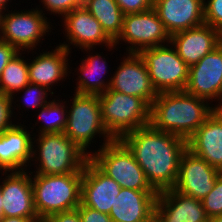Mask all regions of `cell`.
Instances as JSON below:
<instances>
[{"instance_id": "obj_33", "label": "cell", "mask_w": 222, "mask_h": 222, "mask_svg": "<svg viewBox=\"0 0 222 222\" xmlns=\"http://www.w3.org/2000/svg\"><path fill=\"white\" fill-rule=\"evenodd\" d=\"M13 109L11 97L0 93V133L13 125Z\"/></svg>"}, {"instance_id": "obj_19", "label": "cell", "mask_w": 222, "mask_h": 222, "mask_svg": "<svg viewBox=\"0 0 222 222\" xmlns=\"http://www.w3.org/2000/svg\"><path fill=\"white\" fill-rule=\"evenodd\" d=\"M26 129L21 123H13L0 133V170L4 171L1 174L24 171L31 164L33 135Z\"/></svg>"}, {"instance_id": "obj_25", "label": "cell", "mask_w": 222, "mask_h": 222, "mask_svg": "<svg viewBox=\"0 0 222 222\" xmlns=\"http://www.w3.org/2000/svg\"><path fill=\"white\" fill-rule=\"evenodd\" d=\"M82 6L99 21L113 41L119 36L124 14L115 0H83Z\"/></svg>"}, {"instance_id": "obj_30", "label": "cell", "mask_w": 222, "mask_h": 222, "mask_svg": "<svg viewBox=\"0 0 222 222\" xmlns=\"http://www.w3.org/2000/svg\"><path fill=\"white\" fill-rule=\"evenodd\" d=\"M204 22L222 33V0H204Z\"/></svg>"}, {"instance_id": "obj_32", "label": "cell", "mask_w": 222, "mask_h": 222, "mask_svg": "<svg viewBox=\"0 0 222 222\" xmlns=\"http://www.w3.org/2000/svg\"><path fill=\"white\" fill-rule=\"evenodd\" d=\"M122 13H141L153 8L154 0H115Z\"/></svg>"}, {"instance_id": "obj_2", "label": "cell", "mask_w": 222, "mask_h": 222, "mask_svg": "<svg viewBox=\"0 0 222 222\" xmlns=\"http://www.w3.org/2000/svg\"><path fill=\"white\" fill-rule=\"evenodd\" d=\"M208 102L185 91L158 93L150 106L149 124L188 140L216 109Z\"/></svg>"}, {"instance_id": "obj_3", "label": "cell", "mask_w": 222, "mask_h": 222, "mask_svg": "<svg viewBox=\"0 0 222 222\" xmlns=\"http://www.w3.org/2000/svg\"><path fill=\"white\" fill-rule=\"evenodd\" d=\"M32 176L34 208L41 221L55 213L74 210L81 204L83 171Z\"/></svg>"}, {"instance_id": "obj_37", "label": "cell", "mask_w": 222, "mask_h": 222, "mask_svg": "<svg viewBox=\"0 0 222 222\" xmlns=\"http://www.w3.org/2000/svg\"><path fill=\"white\" fill-rule=\"evenodd\" d=\"M0 222H33L31 219L21 217H1Z\"/></svg>"}, {"instance_id": "obj_21", "label": "cell", "mask_w": 222, "mask_h": 222, "mask_svg": "<svg viewBox=\"0 0 222 222\" xmlns=\"http://www.w3.org/2000/svg\"><path fill=\"white\" fill-rule=\"evenodd\" d=\"M155 213L163 222H207L201 200L184 195L176 190L158 192Z\"/></svg>"}, {"instance_id": "obj_18", "label": "cell", "mask_w": 222, "mask_h": 222, "mask_svg": "<svg viewBox=\"0 0 222 222\" xmlns=\"http://www.w3.org/2000/svg\"><path fill=\"white\" fill-rule=\"evenodd\" d=\"M153 9L170 36L204 24V0H154Z\"/></svg>"}, {"instance_id": "obj_8", "label": "cell", "mask_w": 222, "mask_h": 222, "mask_svg": "<svg viewBox=\"0 0 222 222\" xmlns=\"http://www.w3.org/2000/svg\"><path fill=\"white\" fill-rule=\"evenodd\" d=\"M168 45L142 49L138 53L144 60L157 93L184 91L188 82L189 66L174 47Z\"/></svg>"}, {"instance_id": "obj_41", "label": "cell", "mask_w": 222, "mask_h": 222, "mask_svg": "<svg viewBox=\"0 0 222 222\" xmlns=\"http://www.w3.org/2000/svg\"><path fill=\"white\" fill-rule=\"evenodd\" d=\"M3 202H2V195H1V191H0V218L2 217V206Z\"/></svg>"}, {"instance_id": "obj_23", "label": "cell", "mask_w": 222, "mask_h": 222, "mask_svg": "<svg viewBox=\"0 0 222 222\" xmlns=\"http://www.w3.org/2000/svg\"><path fill=\"white\" fill-rule=\"evenodd\" d=\"M71 51L66 50L62 46H56L53 51H44L38 54L36 58L28 63L29 82L31 84L44 86L50 94L53 84L60 82L61 79L67 77L69 72L68 55ZM51 86V87H50Z\"/></svg>"}, {"instance_id": "obj_38", "label": "cell", "mask_w": 222, "mask_h": 222, "mask_svg": "<svg viewBox=\"0 0 222 222\" xmlns=\"http://www.w3.org/2000/svg\"><path fill=\"white\" fill-rule=\"evenodd\" d=\"M146 222H163V221L156 213H154Z\"/></svg>"}, {"instance_id": "obj_11", "label": "cell", "mask_w": 222, "mask_h": 222, "mask_svg": "<svg viewBox=\"0 0 222 222\" xmlns=\"http://www.w3.org/2000/svg\"><path fill=\"white\" fill-rule=\"evenodd\" d=\"M184 91L208 101L220 100L216 108L222 107V43L189 67Z\"/></svg>"}, {"instance_id": "obj_40", "label": "cell", "mask_w": 222, "mask_h": 222, "mask_svg": "<svg viewBox=\"0 0 222 222\" xmlns=\"http://www.w3.org/2000/svg\"><path fill=\"white\" fill-rule=\"evenodd\" d=\"M9 0H0V7H2L6 11V7L9 6L8 4ZM11 1V0H10Z\"/></svg>"}, {"instance_id": "obj_1", "label": "cell", "mask_w": 222, "mask_h": 222, "mask_svg": "<svg viewBox=\"0 0 222 222\" xmlns=\"http://www.w3.org/2000/svg\"><path fill=\"white\" fill-rule=\"evenodd\" d=\"M119 140L133 154L157 192L174 187L187 140L154 129L150 124L126 133Z\"/></svg>"}, {"instance_id": "obj_4", "label": "cell", "mask_w": 222, "mask_h": 222, "mask_svg": "<svg viewBox=\"0 0 222 222\" xmlns=\"http://www.w3.org/2000/svg\"><path fill=\"white\" fill-rule=\"evenodd\" d=\"M38 137L37 139L33 138L34 141H32V161L35 159L37 164L39 161L38 167L36 166L38 169L36 172L34 171L35 174L81 173L86 162L90 159V156L64 133L40 134ZM34 143L38 145L35 146Z\"/></svg>"}, {"instance_id": "obj_5", "label": "cell", "mask_w": 222, "mask_h": 222, "mask_svg": "<svg viewBox=\"0 0 222 222\" xmlns=\"http://www.w3.org/2000/svg\"><path fill=\"white\" fill-rule=\"evenodd\" d=\"M102 122L116 140L128 132L149 125L150 106L140 97L110 90L98 95Z\"/></svg>"}, {"instance_id": "obj_12", "label": "cell", "mask_w": 222, "mask_h": 222, "mask_svg": "<svg viewBox=\"0 0 222 222\" xmlns=\"http://www.w3.org/2000/svg\"><path fill=\"white\" fill-rule=\"evenodd\" d=\"M62 19L68 44L64 42L59 45L66 50H71L69 44L87 52L91 48L93 50L94 45L100 46L101 44H105L104 46L111 50L116 48L114 41L102 29L99 21L83 6L65 14Z\"/></svg>"}, {"instance_id": "obj_35", "label": "cell", "mask_w": 222, "mask_h": 222, "mask_svg": "<svg viewBox=\"0 0 222 222\" xmlns=\"http://www.w3.org/2000/svg\"><path fill=\"white\" fill-rule=\"evenodd\" d=\"M42 222H82L77 209L47 216Z\"/></svg>"}, {"instance_id": "obj_34", "label": "cell", "mask_w": 222, "mask_h": 222, "mask_svg": "<svg viewBox=\"0 0 222 222\" xmlns=\"http://www.w3.org/2000/svg\"><path fill=\"white\" fill-rule=\"evenodd\" d=\"M80 214L82 222H113L110 216L106 213H101L90 207L80 204L76 208Z\"/></svg>"}, {"instance_id": "obj_42", "label": "cell", "mask_w": 222, "mask_h": 222, "mask_svg": "<svg viewBox=\"0 0 222 222\" xmlns=\"http://www.w3.org/2000/svg\"><path fill=\"white\" fill-rule=\"evenodd\" d=\"M4 11L5 10L2 7H0V25H1V21H2Z\"/></svg>"}, {"instance_id": "obj_17", "label": "cell", "mask_w": 222, "mask_h": 222, "mask_svg": "<svg viewBox=\"0 0 222 222\" xmlns=\"http://www.w3.org/2000/svg\"><path fill=\"white\" fill-rule=\"evenodd\" d=\"M222 43V33L208 24L179 31L170 36V45L190 67Z\"/></svg>"}, {"instance_id": "obj_29", "label": "cell", "mask_w": 222, "mask_h": 222, "mask_svg": "<svg viewBox=\"0 0 222 222\" xmlns=\"http://www.w3.org/2000/svg\"><path fill=\"white\" fill-rule=\"evenodd\" d=\"M21 91L24 92L23 98L25 101L23 100V104H27L26 106L29 108H41L48 102L47 99L49 93L47 92L50 91H48L44 86L29 83Z\"/></svg>"}, {"instance_id": "obj_36", "label": "cell", "mask_w": 222, "mask_h": 222, "mask_svg": "<svg viewBox=\"0 0 222 222\" xmlns=\"http://www.w3.org/2000/svg\"><path fill=\"white\" fill-rule=\"evenodd\" d=\"M19 52V50L8 42L0 40V76L8 62Z\"/></svg>"}, {"instance_id": "obj_13", "label": "cell", "mask_w": 222, "mask_h": 222, "mask_svg": "<svg viewBox=\"0 0 222 222\" xmlns=\"http://www.w3.org/2000/svg\"><path fill=\"white\" fill-rule=\"evenodd\" d=\"M126 57L110 78L109 89L140 97L151 106L158 93L151 83L144 60L138 53H128Z\"/></svg>"}, {"instance_id": "obj_10", "label": "cell", "mask_w": 222, "mask_h": 222, "mask_svg": "<svg viewBox=\"0 0 222 222\" xmlns=\"http://www.w3.org/2000/svg\"><path fill=\"white\" fill-rule=\"evenodd\" d=\"M120 41L128 45V53H139L142 49L170 43V34L166 31L163 22L156 11L151 8L141 13L125 14L122 30L114 40L117 46Z\"/></svg>"}, {"instance_id": "obj_9", "label": "cell", "mask_w": 222, "mask_h": 222, "mask_svg": "<svg viewBox=\"0 0 222 222\" xmlns=\"http://www.w3.org/2000/svg\"><path fill=\"white\" fill-rule=\"evenodd\" d=\"M30 10L24 12L6 10L7 13L4 11L0 25V40L8 42L22 52L28 49V53L37 48L41 38L51 30L42 9L36 7Z\"/></svg>"}, {"instance_id": "obj_27", "label": "cell", "mask_w": 222, "mask_h": 222, "mask_svg": "<svg viewBox=\"0 0 222 222\" xmlns=\"http://www.w3.org/2000/svg\"><path fill=\"white\" fill-rule=\"evenodd\" d=\"M58 101V102H56ZM63 101L49 100L44 106L41 107L40 113L38 114V120H43L44 125L39 126L40 134L50 133H63L67 124V106ZM55 115V116H54ZM50 119V120H49Z\"/></svg>"}, {"instance_id": "obj_16", "label": "cell", "mask_w": 222, "mask_h": 222, "mask_svg": "<svg viewBox=\"0 0 222 222\" xmlns=\"http://www.w3.org/2000/svg\"><path fill=\"white\" fill-rule=\"evenodd\" d=\"M120 185L104 174L90 159L83 169L81 204L109 215Z\"/></svg>"}, {"instance_id": "obj_6", "label": "cell", "mask_w": 222, "mask_h": 222, "mask_svg": "<svg viewBox=\"0 0 222 222\" xmlns=\"http://www.w3.org/2000/svg\"><path fill=\"white\" fill-rule=\"evenodd\" d=\"M95 152V153H94ZM90 160L121 188L137 191H156L148 182L145 172L129 149L116 139L107 145L91 151Z\"/></svg>"}, {"instance_id": "obj_24", "label": "cell", "mask_w": 222, "mask_h": 222, "mask_svg": "<svg viewBox=\"0 0 222 222\" xmlns=\"http://www.w3.org/2000/svg\"><path fill=\"white\" fill-rule=\"evenodd\" d=\"M104 59L101 54L97 53L96 55L89 54L85 60L82 59L78 69L80 73L75 93L99 95L110 87L111 80L105 82V79H101L107 71V63Z\"/></svg>"}, {"instance_id": "obj_14", "label": "cell", "mask_w": 222, "mask_h": 222, "mask_svg": "<svg viewBox=\"0 0 222 222\" xmlns=\"http://www.w3.org/2000/svg\"><path fill=\"white\" fill-rule=\"evenodd\" d=\"M221 173L187 149L181 156L178 177L173 189L202 200L212 190Z\"/></svg>"}, {"instance_id": "obj_15", "label": "cell", "mask_w": 222, "mask_h": 222, "mask_svg": "<svg viewBox=\"0 0 222 222\" xmlns=\"http://www.w3.org/2000/svg\"><path fill=\"white\" fill-rule=\"evenodd\" d=\"M27 172L11 171L2 181V217H21L42 222L34 208L32 181Z\"/></svg>"}, {"instance_id": "obj_26", "label": "cell", "mask_w": 222, "mask_h": 222, "mask_svg": "<svg viewBox=\"0 0 222 222\" xmlns=\"http://www.w3.org/2000/svg\"><path fill=\"white\" fill-rule=\"evenodd\" d=\"M18 52L3 69L0 76V93L9 96L14 104L15 92L22 90L29 82L28 62ZM15 93V94H14ZM13 95V96H12Z\"/></svg>"}, {"instance_id": "obj_22", "label": "cell", "mask_w": 222, "mask_h": 222, "mask_svg": "<svg viewBox=\"0 0 222 222\" xmlns=\"http://www.w3.org/2000/svg\"><path fill=\"white\" fill-rule=\"evenodd\" d=\"M157 191L121 188L109 213L113 222H146L154 213Z\"/></svg>"}, {"instance_id": "obj_31", "label": "cell", "mask_w": 222, "mask_h": 222, "mask_svg": "<svg viewBox=\"0 0 222 222\" xmlns=\"http://www.w3.org/2000/svg\"><path fill=\"white\" fill-rule=\"evenodd\" d=\"M82 2L83 0H41L43 8L50 11L51 15L59 14L62 17L74 9L81 8Z\"/></svg>"}, {"instance_id": "obj_28", "label": "cell", "mask_w": 222, "mask_h": 222, "mask_svg": "<svg viewBox=\"0 0 222 222\" xmlns=\"http://www.w3.org/2000/svg\"><path fill=\"white\" fill-rule=\"evenodd\" d=\"M201 201L209 219L222 215V173L217 177L212 190Z\"/></svg>"}, {"instance_id": "obj_20", "label": "cell", "mask_w": 222, "mask_h": 222, "mask_svg": "<svg viewBox=\"0 0 222 222\" xmlns=\"http://www.w3.org/2000/svg\"><path fill=\"white\" fill-rule=\"evenodd\" d=\"M187 149L222 172V112L218 108L187 140Z\"/></svg>"}, {"instance_id": "obj_39", "label": "cell", "mask_w": 222, "mask_h": 222, "mask_svg": "<svg viewBox=\"0 0 222 222\" xmlns=\"http://www.w3.org/2000/svg\"><path fill=\"white\" fill-rule=\"evenodd\" d=\"M209 220L210 222H222V215L213 216Z\"/></svg>"}, {"instance_id": "obj_7", "label": "cell", "mask_w": 222, "mask_h": 222, "mask_svg": "<svg viewBox=\"0 0 222 222\" xmlns=\"http://www.w3.org/2000/svg\"><path fill=\"white\" fill-rule=\"evenodd\" d=\"M74 94L71 109L67 110V124L63 133L90 156L87 148L93 142L95 135H103L102 146L115 139L108 133L102 122L98 95Z\"/></svg>"}]
</instances>
